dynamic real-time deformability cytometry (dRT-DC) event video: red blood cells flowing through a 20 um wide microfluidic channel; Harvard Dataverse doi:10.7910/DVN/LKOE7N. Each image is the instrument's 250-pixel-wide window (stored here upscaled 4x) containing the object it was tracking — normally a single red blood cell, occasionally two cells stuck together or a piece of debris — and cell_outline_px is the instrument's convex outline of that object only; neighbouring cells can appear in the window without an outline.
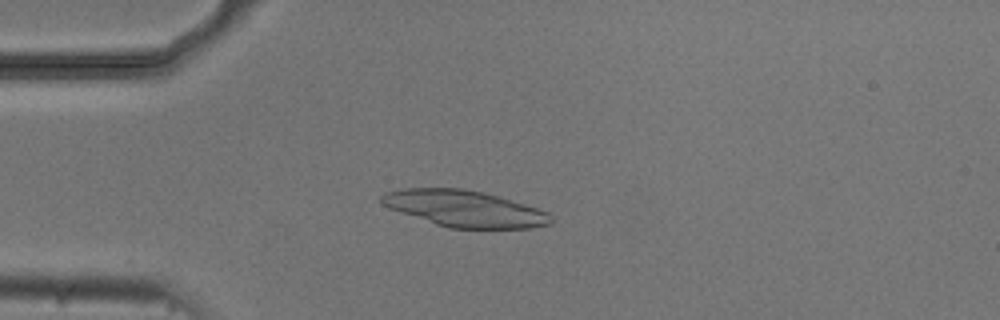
{"species": "common noctule bat (a hibernating species)", "species_latin": "Nyctalus noctula", "temperature_condition": "cold", "stored_images_in_passage": 4, "camera_frame_rate_fps": 3000, "um_per_image_px": 0.085, "animal": {"sex": "male", "body_mass_g": 20.5, "forearm_length_mm": 52.5}, "frame": {"image": 1, "passage_image": 4, "time_ms": 1.0, "image_size_px": [1000, 320], "cell_outline_px": [[552, 224], [528, 228], [448, 228], [388, 208], [380, 200], [380, 196], [384, 192], [404, 188], [460, 188], [484, 192], [524, 204], [548, 212], [552, 216]], "centroid_in_image_um": [39.47, 17.73], "position_along_channel_um": 45.5, "area_um2": 35.72}}